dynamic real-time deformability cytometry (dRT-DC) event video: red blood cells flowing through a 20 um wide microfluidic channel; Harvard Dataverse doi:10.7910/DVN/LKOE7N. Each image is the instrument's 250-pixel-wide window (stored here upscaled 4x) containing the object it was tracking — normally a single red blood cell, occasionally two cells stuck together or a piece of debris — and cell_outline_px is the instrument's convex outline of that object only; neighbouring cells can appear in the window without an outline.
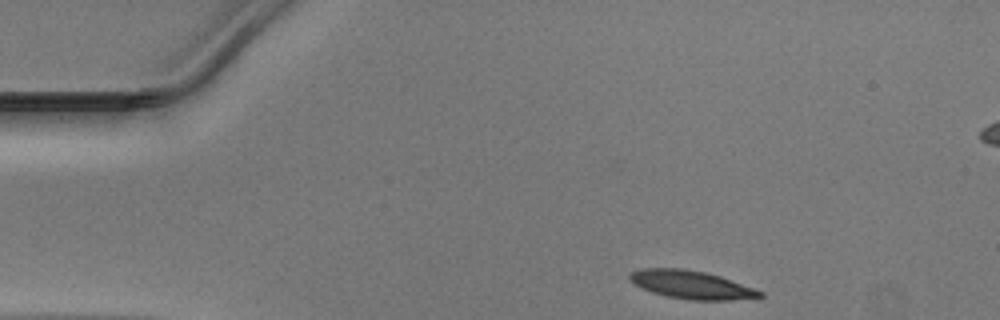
{"species": "Egyptian fruit bat (a non-hibernating species)", "species_latin": "Rousettus aegyptiacus", "temperature_condition": "warm", "stored_images_in_passage": 34, "camera_frame_rate_fps": 3000, "um_per_image_px": 0.085, "animal": {"sex": "male"}, "frame": {"image": 1, "passage_image": 1, "time_ms": 0.0, "image_size_px": [1000, 320], "cell_outline_px": [[764, 296], [728, 300], [692, 300], [668, 296], [652, 292], [636, 284], [628, 276], [632, 272], [640, 268], [684, 268], [704, 272], [720, 276], [764, 292]], "centroid_in_image_um": [58.77, 24.19], "position_along_channel_um": 26.2, "area_um2": 20.98}}
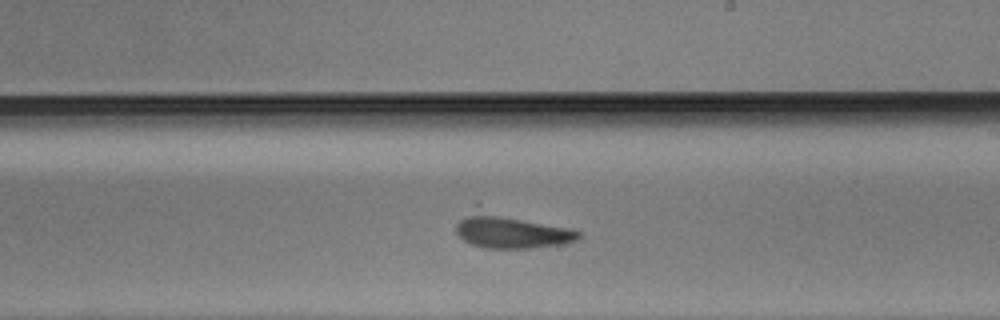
{"frame": {"image": 2, "passage_image": 22, "time_ms": 7.0, "image_size_px": [1000, 320], "cell_outline_px": [[584, 236], [576, 240], [564, 244], [528, 248], [484, 248], [472, 244], [464, 240], [456, 232], [456, 224], [476, 200], [584, 232]], "centroid_in_image_um": [43.39, 19.47], "position_along_channel_um": 245.6, "area_um2": 27.34}}
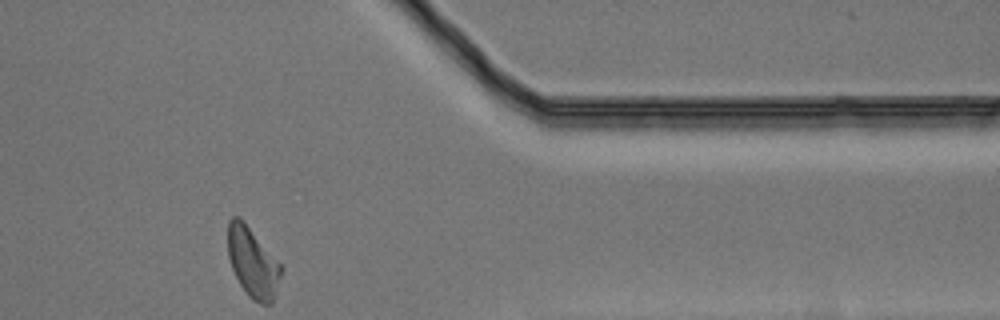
{"frame": {"image": 3, "passage_image": 34, "time_ms": 11.0, "image_size_px": [1000, 320], "cell_outline_px": [[284, 268], [272, 304], [260, 304], [252, 300], [248, 296], [240, 284], [232, 268], [228, 256], [228, 220], [232, 216], [240, 216], [244, 220]], "centroid_in_image_um": [21.49, 22.3], "position_along_channel_um": 389.9, "area_um2": 21.91}}